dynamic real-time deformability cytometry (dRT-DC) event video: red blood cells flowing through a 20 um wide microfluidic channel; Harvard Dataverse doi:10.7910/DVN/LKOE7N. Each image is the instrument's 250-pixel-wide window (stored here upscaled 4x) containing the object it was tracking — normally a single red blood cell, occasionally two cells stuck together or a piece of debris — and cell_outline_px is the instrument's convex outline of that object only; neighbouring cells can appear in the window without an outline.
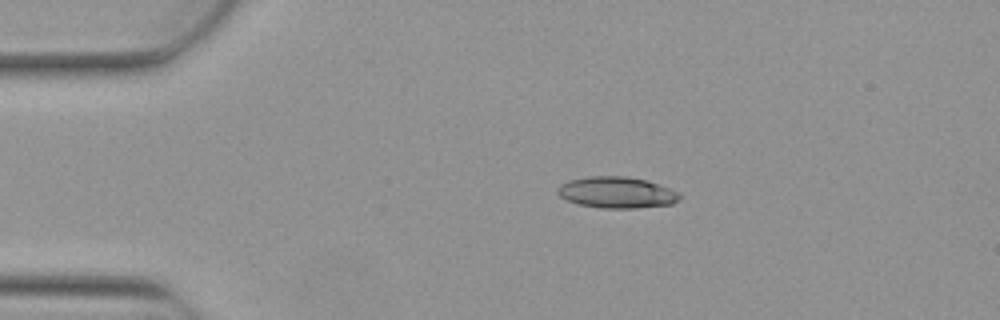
{"species": "Egyptian fruit bat (a non-hibernating species)", "species_latin": "Rousettus aegyptiacus", "temperature_condition": "warm", "stored_images_in_passage": 4, "camera_frame_rate_fps": 3000, "um_per_image_px": 0.085, "animal": {"sex": "female"}, "frame": {"image": 1, "passage_image": 2, "time_ms": 0.333, "image_size_px": [1000, 320], "cell_outline_px": [[680, 200], [672, 204], [636, 208], [600, 208], [576, 204], [560, 196], [556, 192], [556, 188], [560, 184], [568, 180], [588, 176], [628, 176], [648, 180], [680, 192]], "centroid_in_image_um": [52.42, 16.35], "position_along_channel_um": 32.6, "area_um2": 22.6}}
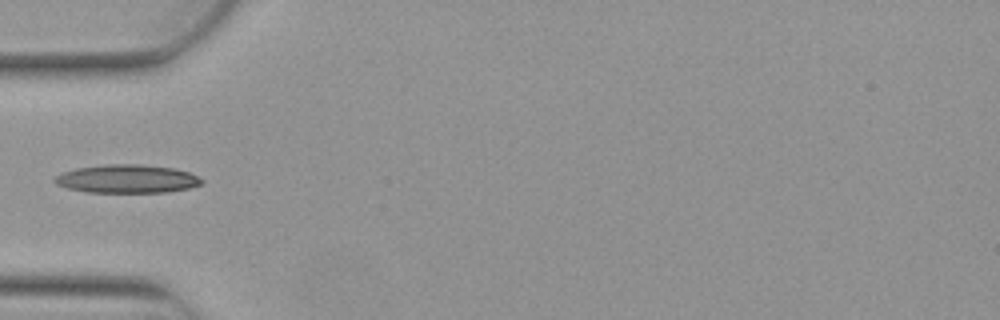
{"frame": {"image": 2, "passage_image": 4, "time_ms": 1.0, "image_size_px": [1000, 320], "cell_outline_px": [[204, 184], [188, 188], [168, 192], [84, 192], [68, 188], [56, 184], [52, 180], [60, 172], [76, 168], [108, 164], [140, 164], [172, 168], [188, 172], [204, 180]], "centroid_in_image_um": [10.77, 15.2], "position_along_channel_um": 74.2, "area_um2": 24.33}}